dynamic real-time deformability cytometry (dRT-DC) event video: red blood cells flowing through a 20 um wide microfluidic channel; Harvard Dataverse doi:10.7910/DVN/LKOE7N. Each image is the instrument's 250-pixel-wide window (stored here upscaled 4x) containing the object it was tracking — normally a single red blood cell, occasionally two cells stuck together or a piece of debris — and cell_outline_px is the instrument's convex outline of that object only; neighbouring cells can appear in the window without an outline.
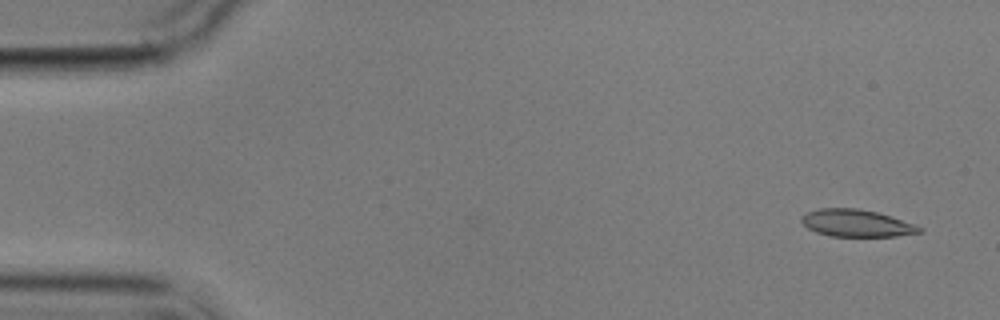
{"species": "common noctule bat (a hibernating species)", "species_latin": "Nyctalus noctula", "temperature_condition": "cold", "stored_images_in_passage": 5, "camera_frame_rate_fps": 3000, "um_per_image_px": 0.085, "animal": {"sex": "male", "body_mass_g": 17.9}, "frame": {"image": 1, "passage_image": 1, "time_ms": 0.0, "image_size_px": [1000, 320], "cell_outline_px": [[924, 228], [920, 232], [896, 236], [828, 236], [816, 232], [808, 228], [800, 220], [800, 216], [808, 212], [820, 208], [856, 208], [876, 212], [916, 224]], "centroid_in_image_um": [72.79, 18.97], "position_along_channel_um": 12.2, "area_um2": 18.61}}
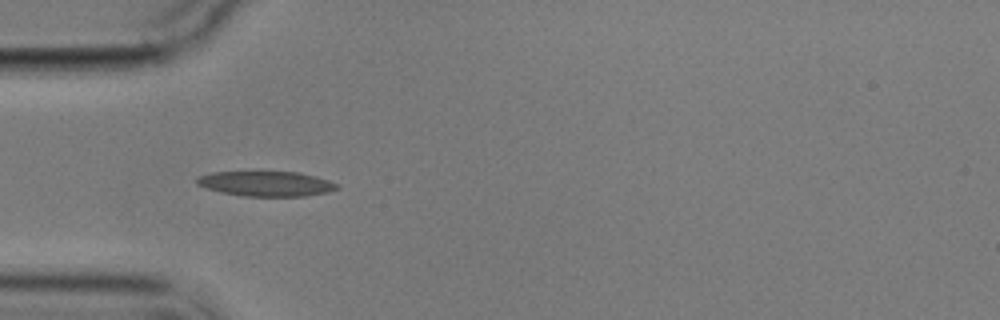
{"frame": {"image": 2, "passage_image": 4, "time_ms": 4.667, "image_size_px": [1000, 320], "cell_outline_px": [[340, 188], [328, 192], [304, 196], [244, 196], [220, 192], [196, 184], [196, 176], [212, 172], [260, 168], [300, 172], [316, 176], [328, 180], [336, 184]], "centroid_in_image_um": [22.57, 15.55], "position_along_channel_um": 62.4, "area_um2": 21.68}}
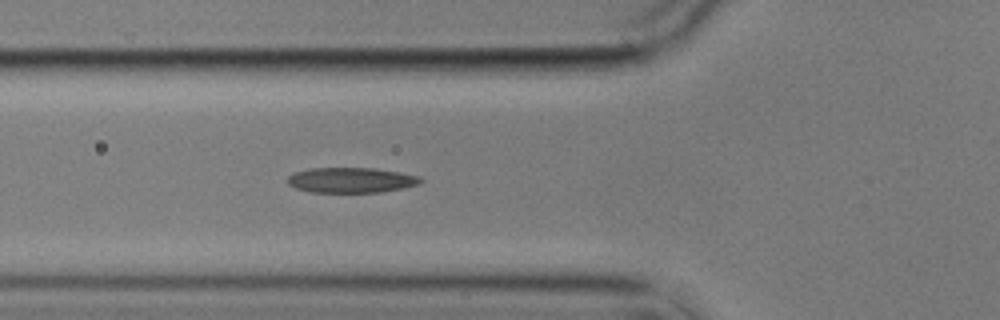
{"frame": {"image": 3, "passage_image": 5, "time_ms": 5.667, "image_size_px": [1000, 320], "cell_outline_px": [[424, 180], [420, 184], [404, 188], [380, 192], [312, 192], [296, 188], [288, 184], [288, 176], [296, 172], [312, 168], [376, 168], [400, 172], [420, 176]], "centroid_in_image_um": [29.9, 15.31], "position_along_channel_um": 95.9, "area_um2": 19.59}}